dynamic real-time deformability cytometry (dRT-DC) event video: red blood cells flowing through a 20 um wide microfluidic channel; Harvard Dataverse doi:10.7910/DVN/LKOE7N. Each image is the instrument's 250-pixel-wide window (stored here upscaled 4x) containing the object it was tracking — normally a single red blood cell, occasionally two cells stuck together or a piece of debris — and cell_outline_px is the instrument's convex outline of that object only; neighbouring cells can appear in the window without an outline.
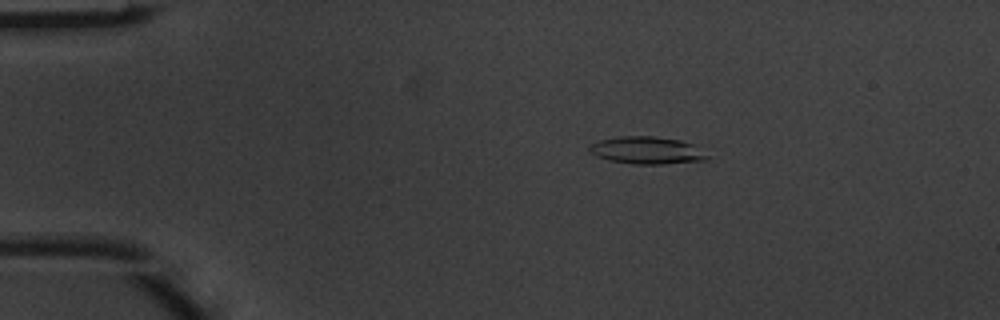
{"species": "common noctule bat (a hibernating species)", "species_latin": "Nyctalus noctula", "temperature_condition": "warm", "stored_images_in_passage": 5, "camera_frame_rate_fps": 3000, "um_per_image_px": 0.085, "animal": {"sex": "male", "body_mass_g": 20.1, "forearm_length_mm": 53.5}, "frame": {"image": 1, "passage_image": 3, "time_ms": 0.667, "image_size_px": [1000, 320], "cell_outline_px": [[708, 160], [664, 164], [632, 164], [608, 160], [596, 156], [588, 148], [592, 144], [600, 140], [620, 136], [656, 136], [680, 140], [692, 144], [708, 156]], "centroid_in_image_um": [54.98, 12.78], "position_along_channel_um": 30.0, "area_um2": 18.67}}
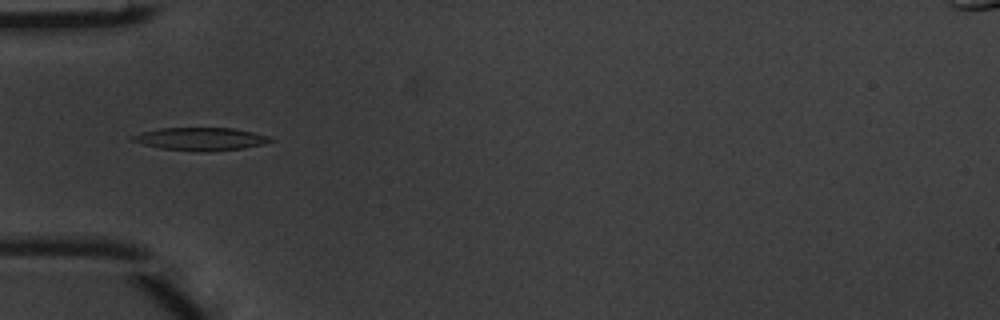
{"frame": {"image": 2, "passage_image": 5, "time_ms": 1.333, "image_size_px": [1000, 320], "cell_outline_px": [[276, 140], [264, 144], [244, 148], [208, 152], [200, 152], [160, 148], [144, 144], [132, 140], [132, 136], [140, 132], [160, 128], [232, 128], [252, 132], [268, 136]], "centroid_in_image_um": [17.09, 11.82], "position_along_channel_um": 67.9, "area_um2": 18.38}}